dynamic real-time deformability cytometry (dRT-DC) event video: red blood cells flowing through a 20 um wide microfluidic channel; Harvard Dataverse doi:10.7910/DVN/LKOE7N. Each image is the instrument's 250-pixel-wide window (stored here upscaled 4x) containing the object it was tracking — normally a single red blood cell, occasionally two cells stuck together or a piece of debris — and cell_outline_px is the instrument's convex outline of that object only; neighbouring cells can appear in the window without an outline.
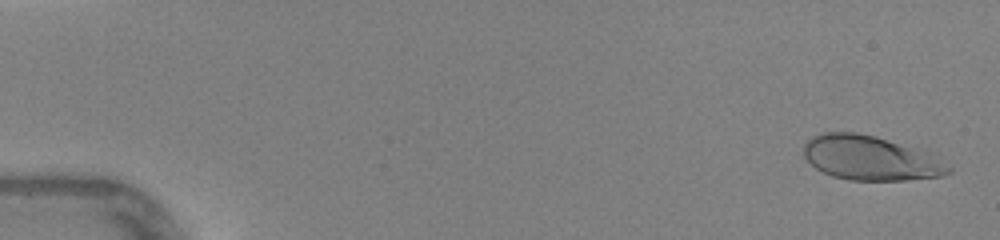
{"species": "human", "species_latin": "Homo sapiens", "temperature_condition": "warm", "stored_images_in_passage": 46, "camera_frame_rate_fps": 3000, "um_per_image_px": 0.085, "donor": {"sex": "female"}, "frame": {"image": 1, "passage_image": 2, "time_ms": 0.333, "image_size_px": [1000, 240], "cell_outline_px": [[952, 172], [940, 176], [908, 180], [848, 180], [832, 176], [816, 168], [804, 156], [804, 144], [812, 136], [824, 132], [856, 132], [928, 148], [952, 168]], "centroid_in_image_um": [74.09, 13.41], "position_along_channel_um": 10.9, "area_um2": 38.32}}
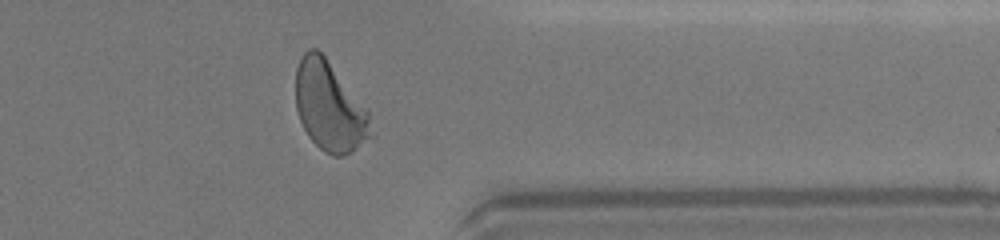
{"frame": {"image": 2, "passage_image": 38, "time_ms": 12.333, "image_size_px": [1000, 240], "cell_outline_px": [[372, 136], [352, 152], [344, 156], [332, 156], [324, 152], [308, 136], [300, 120], [296, 108], [296, 68], [304, 52], [308, 48], [316, 48], [324, 56], [368, 108]], "centroid_in_image_um": [28.02, 9.07], "position_along_channel_um": 383.4, "area_um2": 39.19}}
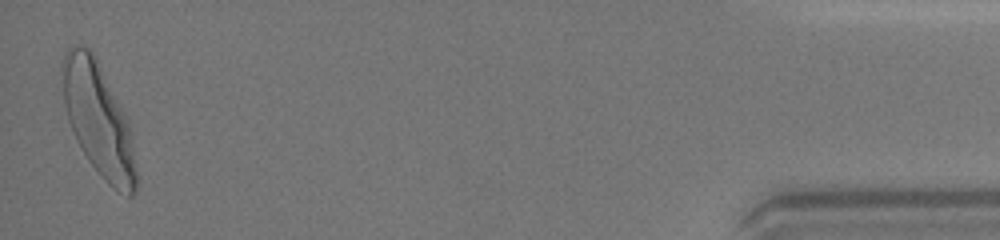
{"frame": {"image": 3, "passage_image": 46, "time_ms": 15.0, "image_size_px": [1000, 240], "cell_outline_px": [[136, 188], [132, 196], [128, 196], [112, 188], [104, 180], [88, 160], [68, 120], [64, 104], [60, 64], [68, 48], [80, 44], [88, 48], [96, 56], [128, 120], [136, 168]], "centroid_in_image_um": [8.34, 10.12], "position_along_channel_um": 426.9, "area_um2": 48.03}, "authors_computed_cell_mechanics": {"area_um2": 38.5237, "velocity_mm_per_s": 4.3685, "shape_relaxation_time_tau1_ms": 2.0656, "shape_relaxation_time_tau2_ms": null, "deformation_change_tau1": 0.1719, "deformation_change_tau2": null}}